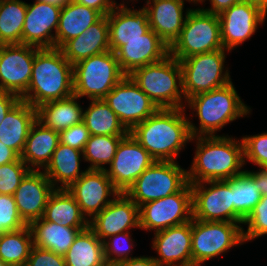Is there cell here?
I'll use <instances>...</instances> for the list:
<instances>
[{
    "label": "cell",
    "instance_id": "6da1fadb",
    "mask_svg": "<svg viewBox=\"0 0 267 266\" xmlns=\"http://www.w3.org/2000/svg\"><path fill=\"white\" fill-rule=\"evenodd\" d=\"M184 108H161L129 133L155 161H175L179 151L193 138Z\"/></svg>",
    "mask_w": 267,
    "mask_h": 266
},
{
    "label": "cell",
    "instance_id": "7a4b0ae2",
    "mask_svg": "<svg viewBox=\"0 0 267 266\" xmlns=\"http://www.w3.org/2000/svg\"><path fill=\"white\" fill-rule=\"evenodd\" d=\"M196 152L187 180L190 184L220 181L242 174L244 163L243 142L229 136H198Z\"/></svg>",
    "mask_w": 267,
    "mask_h": 266
},
{
    "label": "cell",
    "instance_id": "3957f363",
    "mask_svg": "<svg viewBox=\"0 0 267 266\" xmlns=\"http://www.w3.org/2000/svg\"><path fill=\"white\" fill-rule=\"evenodd\" d=\"M74 95L73 65L60 48H38L27 92L22 100L34 108Z\"/></svg>",
    "mask_w": 267,
    "mask_h": 266
},
{
    "label": "cell",
    "instance_id": "277c9868",
    "mask_svg": "<svg viewBox=\"0 0 267 266\" xmlns=\"http://www.w3.org/2000/svg\"><path fill=\"white\" fill-rule=\"evenodd\" d=\"M188 106L196 111L200 126L197 128L189 121L192 137L216 136V131L225 124L249 114L250 108L240 99L232 82L209 92L192 96Z\"/></svg>",
    "mask_w": 267,
    "mask_h": 266
},
{
    "label": "cell",
    "instance_id": "5b68a950",
    "mask_svg": "<svg viewBox=\"0 0 267 266\" xmlns=\"http://www.w3.org/2000/svg\"><path fill=\"white\" fill-rule=\"evenodd\" d=\"M129 76L159 109L183 108L182 99L185 96L180 62L170 54L158 62L136 69Z\"/></svg>",
    "mask_w": 267,
    "mask_h": 266
},
{
    "label": "cell",
    "instance_id": "8992f818",
    "mask_svg": "<svg viewBox=\"0 0 267 266\" xmlns=\"http://www.w3.org/2000/svg\"><path fill=\"white\" fill-rule=\"evenodd\" d=\"M125 76L113 51L93 55L73 65L74 95L103 99Z\"/></svg>",
    "mask_w": 267,
    "mask_h": 266
},
{
    "label": "cell",
    "instance_id": "52a82bcc",
    "mask_svg": "<svg viewBox=\"0 0 267 266\" xmlns=\"http://www.w3.org/2000/svg\"><path fill=\"white\" fill-rule=\"evenodd\" d=\"M218 49H223L218 15L191 9L179 37L170 46V55L180 61Z\"/></svg>",
    "mask_w": 267,
    "mask_h": 266
},
{
    "label": "cell",
    "instance_id": "ba28073f",
    "mask_svg": "<svg viewBox=\"0 0 267 266\" xmlns=\"http://www.w3.org/2000/svg\"><path fill=\"white\" fill-rule=\"evenodd\" d=\"M187 170L175 161H155L125 194L138 206L179 192L186 184Z\"/></svg>",
    "mask_w": 267,
    "mask_h": 266
},
{
    "label": "cell",
    "instance_id": "9c48e42d",
    "mask_svg": "<svg viewBox=\"0 0 267 266\" xmlns=\"http://www.w3.org/2000/svg\"><path fill=\"white\" fill-rule=\"evenodd\" d=\"M225 51L224 48L218 49L179 61L185 101L194 95L209 92L232 82L229 71H223Z\"/></svg>",
    "mask_w": 267,
    "mask_h": 266
},
{
    "label": "cell",
    "instance_id": "30bf717a",
    "mask_svg": "<svg viewBox=\"0 0 267 266\" xmlns=\"http://www.w3.org/2000/svg\"><path fill=\"white\" fill-rule=\"evenodd\" d=\"M239 223L201 221L192 218V266L227 252L244 242Z\"/></svg>",
    "mask_w": 267,
    "mask_h": 266
},
{
    "label": "cell",
    "instance_id": "8fae6325",
    "mask_svg": "<svg viewBox=\"0 0 267 266\" xmlns=\"http://www.w3.org/2000/svg\"><path fill=\"white\" fill-rule=\"evenodd\" d=\"M192 189L188 182L179 192L139 207V228L155 232L191 221Z\"/></svg>",
    "mask_w": 267,
    "mask_h": 266
},
{
    "label": "cell",
    "instance_id": "7c38bea8",
    "mask_svg": "<svg viewBox=\"0 0 267 266\" xmlns=\"http://www.w3.org/2000/svg\"><path fill=\"white\" fill-rule=\"evenodd\" d=\"M103 100L128 131L159 109L129 75L116 84Z\"/></svg>",
    "mask_w": 267,
    "mask_h": 266
},
{
    "label": "cell",
    "instance_id": "4fadbf2b",
    "mask_svg": "<svg viewBox=\"0 0 267 266\" xmlns=\"http://www.w3.org/2000/svg\"><path fill=\"white\" fill-rule=\"evenodd\" d=\"M208 184L209 188L203 184ZM193 219L213 222H233L232 179L190 184Z\"/></svg>",
    "mask_w": 267,
    "mask_h": 266
},
{
    "label": "cell",
    "instance_id": "5bb4252c",
    "mask_svg": "<svg viewBox=\"0 0 267 266\" xmlns=\"http://www.w3.org/2000/svg\"><path fill=\"white\" fill-rule=\"evenodd\" d=\"M154 162V158L128 133L120 141L110 168L105 171L114 187L125 193Z\"/></svg>",
    "mask_w": 267,
    "mask_h": 266
},
{
    "label": "cell",
    "instance_id": "9a60e30c",
    "mask_svg": "<svg viewBox=\"0 0 267 266\" xmlns=\"http://www.w3.org/2000/svg\"><path fill=\"white\" fill-rule=\"evenodd\" d=\"M36 47L26 44L0 45V92L20 98L30 84Z\"/></svg>",
    "mask_w": 267,
    "mask_h": 266
},
{
    "label": "cell",
    "instance_id": "2e32d148",
    "mask_svg": "<svg viewBox=\"0 0 267 266\" xmlns=\"http://www.w3.org/2000/svg\"><path fill=\"white\" fill-rule=\"evenodd\" d=\"M267 12L246 0L234 4L218 15L223 48L228 52L248 40L262 24Z\"/></svg>",
    "mask_w": 267,
    "mask_h": 266
},
{
    "label": "cell",
    "instance_id": "e0dca14e",
    "mask_svg": "<svg viewBox=\"0 0 267 266\" xmlns=\"http://www.w3.org/2000/svg\"><path fill=\"white\" fill-rule=\"evenodd\" d=\"M78 203L81 213L93 218L120 192L114 187L105 170L87 169L85 173L66 189Z\"/></svg>",
    "mask_w": 267,
    "mask_h": 266
},
{
    "label": "cell",
    "instance_id": "ac0fdd59",
    "mask_svg": "<svg viewBox=\"0 0 267 266\" xmlns=\"http://www.w3.org/2000/svg\"><path fill=\"white\" fill-rule=\"evenodd\" d=\"M157 266H192V220L154 233Z\"/></svg>",
    "mask_w": 267,
    "mask_h": 266
},
{
    "label": "cell",
    "instance_id": "d6986e66",
    "mask_svg": "<svg viewBox=\"0 0 267 266\" xmlns=\"http://www.w3.org/2000/svg\"><path fill=\"white\" fill-rule=\"evenodd\" d=\"M91 219L89 227L103 242L133 227L139 228V207L125 193H120Z\"/></svg>",
    "mask_w": 267,
    "mask_h": 266
},
{
    "label": "cell",
    "instance_id": "ffe728a7",
    "mask_svg": "<svg viewBox=\"0 0 267 266\" xmlns=\"http://www.w3.org/2000/svg\"><path fill=\"white\" fill-rule=\"evenodd\" d=\"M61 7L36 0L27 4L22 44L38 48H56V31ZM55 34H52V30Z\"/></svg>",
    "mask_w": 267,
    "mask_h": 266
},
{
    "label": "cell",
    "instance_id": "44dd1931",
    "mask_svg": "<svg viewBox=\"0 0 267 266\" xmlns=\"http://www.w3.org/2000/svg\"><path fill=\"white\" fill-rule=\"evenodd\" d=\"M56 188L40 170H30L13 194L22 220L29 225L43 217L50 195Z\"/></svg>",
    "mask_w": 267,
    "mask_h": 266
},
{
    "label": "cell",
    "instance_id": "7402d4cb",
    "mask_svg": "<svg viewBox=\"0 0 267 266\" xmlns=\"http://www.w3.org/2000/svg\"><path fill=\"white\" fill-rule=\"evenodd\" d=\"M170 54L167 45L151 28L141 38L128 40L116 52L118 64L125 75L136 69L158 62Z\"/></svg>",
    "mask_w": 267,
    "mask_h": 266
},
{
    "label": "cell",
    "instance_id": "603a6c76",
    "mask_svg": "<svg viewBox=\"0 0 267 266\" xmlns=\"http://www.w3.org/2000/svg\"><path fill=\"white\" fill-rule=\"evenodd\" d=\"M193 2L192 0H186ZM152 2V3H151ZM143 7L148 13L150 28L169 46L179 37L186 16L183 17L184 0H147ZM152 5V6H151Z\"/></svg>",
    "mask_w": 267,
    "mask_h": 266
},
{
    "label": "cell",
    "instance_id": "cb8c5ba5",
    "mask_svg": "<svg viewBox=\"0 0 267 266\" xmlns=\"http://www.w3.org/2000/svg\"><path fill=\"white\" fill-rule=\"evenodd\" d=\"M107 19L109 44L114 53L125 45L126 41L141 38L150 29L148 13L143 7L136 11L122 3L107 15Z\"/></svg>",
    "mask_w": 267,
    "mask_h": 266
},
{
    "label": "cell",
    "instance_id": "d4e9b609",
    "mask_svg": "<svg viewBox=\"0 0 267 266\" xmlns=\"http://www.w3.org/2000/svg\"><path fill=\"white\" fill-rule=\"evenodd\" d=\"M60 49L72 65L93 55L110 51L107 15H103L79 36L68 40Z\"/></svg>",
    "mask_w": 267,
    "mask_h": 266
},
{
    "label": "cell",
    "instance_id": "484cf974",
    "mask_svg": "<svg viewBox=\"0 0 267 266\" xmlns=\"http://www.w3.org/2000/svg\"><path fill=\"white\" fill-rule=\"evenodd\" d=\"M36 119L37 109L20 99L0 124V142L20 156L29 130Z\"/></svg>",
    "mask_w": 267,
    "mask_h": 266
},
{
    "label": "cell",
    "instance_id": "4316f807",
    "mask_svg": "<svg viewBox=\"0 0 267 266\" xmlns=\"http://www.w3.org/2000/svg\"><path fill=\"white\" fill-rule=\"evenodd\" d=\"M60 142L59 133L37 119L32 124L20 159L31 169L45 168ZM35 167V168H33Z\"/></svg>",
    "mask_w": 267,
    "mask_h": 266
},
{
    "label": "cell",
    "instance_id": "83f0119b",
    "mask_svg": "<svg viewBox=\"0 0 267 266\" xmlns=\"http://www.w3.org/2000/svg\"><path fill=\"white\" fill-rule=\"evenodd\" d=\"M81 155L83 151L59 142L43 171L54 187L59 182L62 184L59 187L57 185L56 189H67L85 173L79 172Z\"/></svg>",
    "mask_w": 267,
    "mask_h": 266
},
{
    "label": "cell",
    "instance_id": "f1b7e54d",
    "mask_svg": "<svg viewBox=\"0 0 267 266\" xmlns=\"http://www.w3.org/2000/svg\"><path fill=\"white\" fill-rule=\"evenodd\" d=\"M102 16L99 11L72 0L61 8L56 31V48H61L68 40L85 32Z\"/></svg>",
    "mask_w": 267,
    "mask_h": 266
},
{
    "label": "cell",
    "instance_id": "f546056e",
    "mask_svg": "<svg viewBox=\"0 0 267 266\" xmlns=\"http://www.w3.org/2000/svg\"><path fill=\"white\" fill-rule=\"evenodd\" d=\"M78 96L46 102L37 107V120L46 128L61 131L83 121V108L76 101Z\"/></svg>",
    "mask_w": 267,
    "mask_h": 266
},
{
    "label": "cell",
    "instance_id": "4dcf8cb0",
    "mask_svg": "<svg viewBox=\"0 0 267 266\" xmlns=\"http://www.w3.org/2000/svg\"><path fill=\"white\" fill-rule=\"evenodd\" d=\"M33 245L53 251L64 256L74 239L81 230L86 228H72L46 221L43 218L34 220L29 224Z\"/></svg>",
    "mask_w": 267,
    "mask_h": 266
},
{
    "label": "cell",
    "instance_id": "1f68e13d",
    "mask_svg": "<svg viewBox=\"0 0 267 266\" xmlns=\"http://www.w3.org/2000/svg\"><path fill=\"white\" fill-rule=\"evenodd\" d=\"M46 221L72 228H87L89 220L81 213L75 198L66 189H55L42 217Z\"/></svg>",
    "mask_w": 267,
    "mask_h": 266
},
{
    "label": "cell",
    "instance_id": "d6a6232c",
    "mask_svg": "<svg viewBox=\"0 0 267 266\" xmlns=\"http://www.w3.org/2000/svg\"><path fill=\"white\" fill-rule=\"evenodd\" d=\"M66 266H104L103 242L88 226L81 230L64 255Z\"/></svg>",
    "mask_w": 267,
    "mask_h": 266
},
{
    "label": "cell",
    "instance_id": "836d02e7",
    "mask_svg": "<svg viewBox=\"0 0 267 266\" xmlns=\"http://www.w3.org/2000/svg\"><path fill=\"white\" fill-rule=\"evenodd\" d=\"M83 122L90 135L126 136L129 133L103 99L91 100L89 107L83 112Z\"/></svg>",
    "mask_w": 267,
    "mask_h": 266
},
{
    "label": "cell",
    "instance_id": "e575fe53",
    "mask_svg": "<svg viewBox=\"0 0 267 266\" xmlns=\"http://www.w3.org/2000/svg\"><path fill=\"white\" fill-rule=\"evenodd\" d=\"M27 3L0 0V45L22 44Z\"/></svg>",
    "mask_w": 267,
    "mask_h": 266
},
{
    "label": "cell",
    "instance_id": "d590c367",
    "mask_svg": "<svg viewBox=\"0 0 267 266\" xmlns=\"http://www.w3.org/2000/svg\"><path fill=\"white\" fill-rule=\"evenodd\" d=\"M32 247L33 237L29 225L0 234V259L10 266H23Z\"/></svg>",
    "mask_w": 267,
    "mask_h": 266
},
{
    "label": "cell",
    "instance_id": "8d00e7d4",
    "mask_svg": "<svg viewBox=\"0 0 267 266\" xmlns=\"http://www.w3.org/2000/svg\"><path fill=\"white\" fill-rule=\"evenodd\" d=\"M233 223L243 224L253 208L261 200V194L255 187L254 179L244 170L232 178Z\"/></svg>",
    "mask_w": 267,
    "mask_h": 266
},
{
    "label": "cell",
    "instance_id": "74e56055",
    "mask_svg": "<svg viewBox=\"0 0 267 266\" xmlns=\"http://www.w3.org/2000/svg\"><path fill=\"white\" fill-rule=\"evenodd\" d=\"M124 137L90 135L83 150V159L91 163L88 169L105 170L103 165L111 164L118 145Z\"/></svg>",
    "mask_w": 267,
    "mask_h": 266
},
{
    "label": "cell",
    "instance_id": "f35d334b",
    "mask_svg": "<svg viewBox=\"0 0 267 266\" xmlns=\"http://www.w3.org/2000/svg\"><path fill=\"white\" fill-rule=\"evenodd\" d=\"M31 169L19 158L0 166V194L12 195Z\"/></svg>",
    "mask_w": 267,
    "mask_h": 266
},
{
    "label": "cell",
    "instance_id": "ab89813d",
    "mask_svg": "<svg viewBox=\"0 0 267 266\" xmlns=\"http://www.w3.org/2000/svg\"><path fill=\"white\" fill-rule=\"evenodd\" d=\"M129 231L119 233L109 237L108 241H103L104 257L106 263H118L135 257H129L134 245L129 237ZM114 255V256H113ZM112 256V257H111Z\"/></svg>",
    "mask_w": 267,
    "mask_h": 266
},
{
    "label": "cell",
    "instance_id": "60d3db41",
    "mask_svg": "<svg viewBox=\"0 0 267 266\" xmlns=\"http://www.w3.org/2000/svg\"><path fill=\"white\" fill-rule=\"evenodd\" d=\"M243 224H248L247 231L243 230L244 242L267 234V196H261V200L243 221Z\"/></svg>",
    "mask_w": 267,
    "mask_h": 266
},
{
    "label": "cell",
    "instance_id": "b9f144b4",
    "mask_svg": "<svg viewBox=\"0 0 267 266\" xmlns=\"http://www.w3.org/2000/svg\"><path fill=\"white\" fill-rule=\"evenodd\" d=\"M27 226L20 217L12 195L0 194V234Z\"/></svg>",
    "mask_w": 267,
    "mask_h": 266
},
{
    "label": "cell",
    "instance_id": "7bdbcfd3",
    "mask_svg": "<svg viewBox=\"0 0 267 266\" xmlns=\"http://www.w3.org/2000/svg\"><path fill=\"white\" fill-rule=\"evenodd\" d=\"M244 163L249 160L267 169V133L242 138Z\"/></svg>",
    "mask_w": 267,
    "mask_h": 266
},
{
    "label": "cell",
    "instance_id": "ee69618b",
    "mask_svg": "<svg viewBox=\"0 0 267 266\" xmlns=\"http://www.w3.org/2000/svg\"><path fill=\"white\" fill-rule=\"evenodd\" d=\"M90 133L85 123L75 124L59 133L60 143L83 151Z\"/></svg>",
    "mask_w": 267,
    "mask_h": 266
},
{
    "label": "cell",
    "instance_id": "f6af8a7d",
    "mask_svg": "<svg viewBox=\"0 0 267 266\" xmlns=\"http://www.w3.org/2000/svg\"><path fill=\"white\" fill-rule=\"evenodd\" d=\"M23 266H66L64 256L33 245L30 256Z\"/></svg>",
    "mask_w": 267,
    "mask_h": 266
},
{
    "label": "cell",
    "instance_id": "bcb514c9",
    "mask_svg": "<svg viewBox=\"0 0 267 266\" xmlns=\"http://www.w3.org/2000/svg\"><path fill=\"white\" fill-rule=\"evenodd\" d=\"M79 4L85 5L86 7H91L99 11L102 15H108L114 8H116L117 3L113 0H74Z\"/></svg>",
    "mask_w": 267,
    "mask_h": 266
},
{
    "label": "cell",
    "instance_id": "7dc6e473",
    "mask_svg": "<svg viewBox=\"0 0 267 266\" xmlns=\"http://www.w3.org/2000/svg\"><path fill=\"white\" fill-rule=\"evenodd\" d=\"M21 98L10 92H0V124L5 119L6 114Z\"/></svg>",
    "mask_w": 267,
    "mask_h": 266
},
{
    "label": "cell",
    "instance_id": "c3c4849f",
    "mask_svg": "<svg viewBox=\"0 0 267 266\" xmlns=\"http://www.w3.org/2000/svg\"><path fill=\"white\" fill-rule=\"evenodd\" d=\"M246 172L254 179L255 187L261 196H267V169L261 168L258 172L246 170Z\"/></svg>",
    "mask_w": 267,
    "mask_h": 266
},
{
    "label": "cell",
    "instance_id": "681fc988",
    "mask_svg": "<svg viewBox=\"0 0 267 266\" xmlns=\"http://www.w3.org/2000/svg\"><path fill=\"white\" fill-rule=\"evenodd\" d=\"M204 0H200L199 3H202ZM211 3L210 9H203L206 12L219 15L224 10L230 8L234 4L241 2L242 0H209Z\"/></svg>",
    "mask_w": 267,
    "mask_h": 266
},
{
    "label": "cell",
    "instance_id": "f907efd6",
    "mask_svg": "<svg viewBox=\"0 0 267 266\" xmlns=\"http://www.w3.org/2000/svg\"><path fill=\"white\" fill-rule=\"evenodd\" d=\"M118 266H157L153 257H135L116 263Z\"/></svg>",
    "mask_w": 267,
    "mask_h": 266
},
{
    "label": "cell",
    "instance_id": "816d5d0a",
    "mask_svg": "<svg viewBox=\"0 0 267 266\" xmlns=\"http://www.w3.org/2000/svg\"><path fill=\"white\" fill-rule=\"evenodd\" d=\"M20 156L12 149L0 142V166L13 161H17Z\"/></svg>",
    "mask_w": 267,
    "mask_h": 266
},
{
    "label": "cell",
    "instance_id": "f5cc1de1",
    "mask_svg": "<svg viewBox=\"0 0 267 266\" xmlns=\"http://www.w3.org/2000/svg\"><path fill=\"white\" fill-rule=\"evenodd\" d=\"M41 2H46L54 6L64 7L69 4L72 0H39Z\"/></svg>",
    "mask_w": 267,
    "mask_h": 266
},
{
    "label": "cell",
    "instance_id": "db71d44e",
    "mask_svg": "<svg viewBox=\"0 0 267 266\" xmlns=\"http://www.w3.org/2000/svg\"><path fill=\"white\" fill-rule=\"evenodd\" d=\"M246 1L259 5L267 12V0H246Z\"/></svg>",
    "mask_w": 267,
    "mask_h": 266
},
{
    "label": "cell",
    "instance_id": "11a10c76",
    "mask_svg": "<svg viewBox=\"0 0 267 266\" xmlns=\"http://www.w3.org/2000/svg\"><path fill=\"white\" fill-rule=\"evenodd\" d=\"M0 266H10L9 264H6L5 262H3L1 259H0Z\"/></svg>",
    "mask_w": 267,
    "mask_h": 266
},
{
    "label": "cell",
    "instance_id": "9f6ffc18",
    "mask_svg": "<svg viewBox=\"0 0 267 266\" xmlns=\"http://www.w3.org/2000/svg\"><path fill=\"white\" fill-rule=\"evenodd\" d=\"M104 266H118L116 263H106Z\"/></svg>",
    "mask_w": 267,
    "mask_h": 266
},
{
    "label": "cell",
    "instance_id": "6f0895ef",
    "mask_svg": "<svg viewBox=\"0 0 267 266\" xmlns=\"http://www.w3.org/2000/svg\"><path fill=\"white\" fill-rule=\"evenodd\" d=\"M193 3H198L200 0H192Z\"/></svg>",
    "mask_w": 267,
    "mask_h": 266
}]
</instances>
